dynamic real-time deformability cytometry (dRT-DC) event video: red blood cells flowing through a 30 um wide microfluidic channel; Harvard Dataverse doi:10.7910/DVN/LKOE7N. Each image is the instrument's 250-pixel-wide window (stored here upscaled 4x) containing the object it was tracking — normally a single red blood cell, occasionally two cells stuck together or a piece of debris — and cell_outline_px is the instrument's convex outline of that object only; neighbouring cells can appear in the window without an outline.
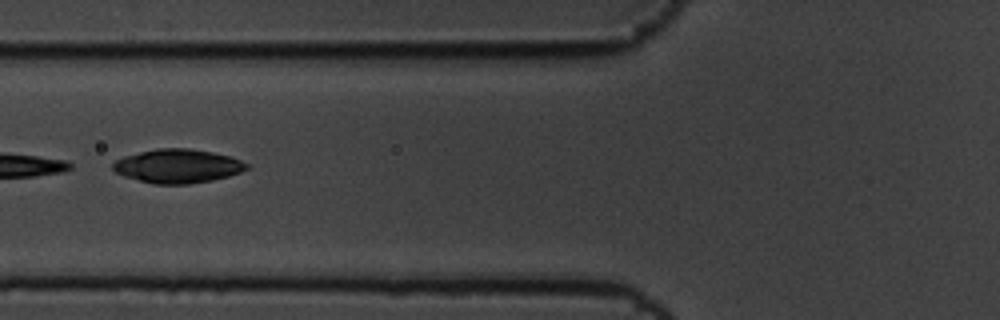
{"species": "common noctule bat (a hibernating species)", "species_latin": "Nyctalus noctula", "temperature_condition": "cold", "stored_images_in_passage": 11, "camera_frame_rate_fps": 3000, "um_per_image_px": 0.085, "animal": {"sex": "male", "body_mass_g": 19.5, "forearm_length_mm": 54.6}, "frame": {"image": 1, "passage_image": 2, "time_ms": 0.333, "image_size_px": [1000, 320], "cell_outline_px": [[252, 164], [248, 168], [240, 172], [228, 176], [212, 180], [188, 184], [156, 184], [124, 176], [116, 172], [112, 168], [112, 164], [116, 160], [124, 156], [140, 152], [160, 148], [188, 148], [212, 152], [228, 156]], "centroid_in_image_um": [15.12, 14.11], "position_along_channel_um": 110.7, "area_um2": 26.18}}
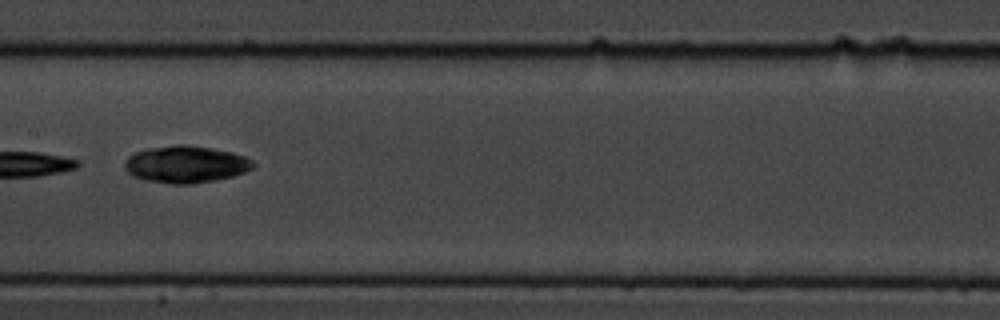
{"frame": {"image": 2, "passage_image": 4, "time_ms": 1.0, "image_size_px": [1000, 320], "cell_outline_px": [[256, 164], [252, 168], [244, 172], [232, 176], [216, 180], [192, 184], [172, 184], [144, 180], [128, 172], [124, 168], [124, 160], [128, 156], [136, 152], [148, 148], [176, 144], [184, 144], [212, 148], [232, 152], [244, 156], [252, 160]], "centroid_in_image_um": [15.79, 13.96], "position_along_channel_um": 191.6, "area_um2": 27.8}}
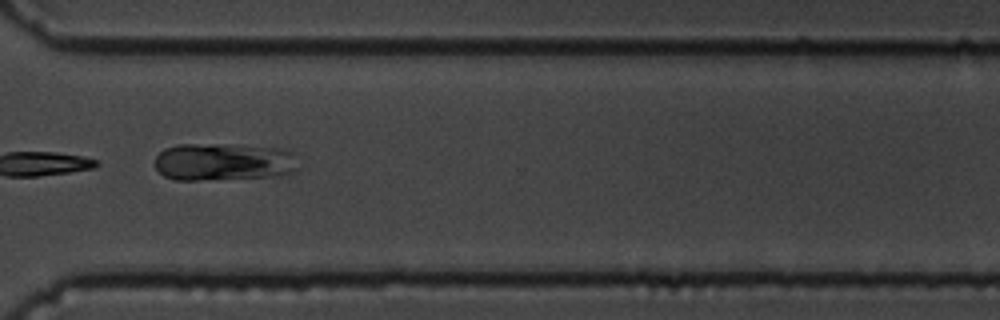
{"frame": {"image": 3, "passage_image": 8, "time_ms": 2.333, "image_size_px": [1000, 320], "cell_outline_px": [[296, 172], [288, 176], [196, 180], [176, 180], [164, 176], [156, 168], [156, 156], [164, 148], [176, 144], [228, 144], [288, 148], [296, 168]], "centroid_in_image_um": [19.01, 13.76], "position_along_channel_um": 351.6, "area_um2": 31.79}}